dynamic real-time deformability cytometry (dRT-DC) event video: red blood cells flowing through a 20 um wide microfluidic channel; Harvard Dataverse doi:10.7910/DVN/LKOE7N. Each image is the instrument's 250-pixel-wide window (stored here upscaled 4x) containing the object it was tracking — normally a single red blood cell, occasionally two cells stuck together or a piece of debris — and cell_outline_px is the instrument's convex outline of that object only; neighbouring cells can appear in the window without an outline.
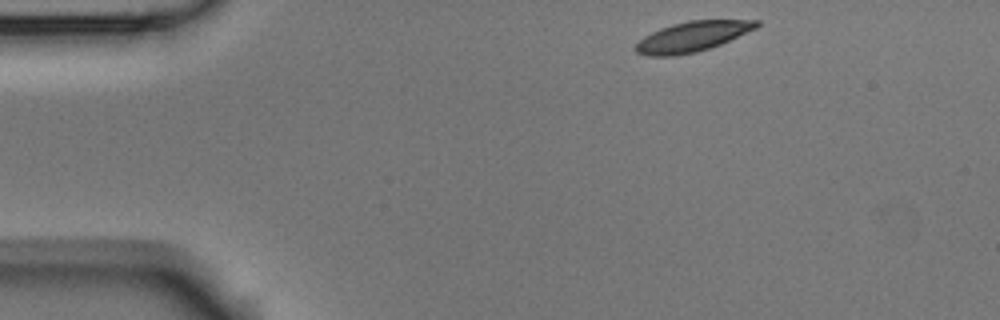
{"species": "Egyptian fruit bat (a non-hibernating species)", "species_latin": "Rousettus aegyptiacus", "temperature_condition": "room temperature", "stored_images_in_passage": 3, "camera_frame_rate_fps": 3000, "um_per_image_px": 0.085, "animal": {"sex": "male"}, "frame": {"image": 1, "passage_image": 1, "time_ms": 0.0, "image_size_px": [1000, 320], "cell_outline_px": [[760, 24], [756, 28], [720, 44], [696, 52], [676, 56], [648, 56], [636, 52], [636, 44], [644, 36], [660, 28], [672, 24], [688, 20], [760, 20]], "centroid_in_image_um": [58.83, 3.1], "position_along_channel_um": 26.2, "area_um2": 21.04}}